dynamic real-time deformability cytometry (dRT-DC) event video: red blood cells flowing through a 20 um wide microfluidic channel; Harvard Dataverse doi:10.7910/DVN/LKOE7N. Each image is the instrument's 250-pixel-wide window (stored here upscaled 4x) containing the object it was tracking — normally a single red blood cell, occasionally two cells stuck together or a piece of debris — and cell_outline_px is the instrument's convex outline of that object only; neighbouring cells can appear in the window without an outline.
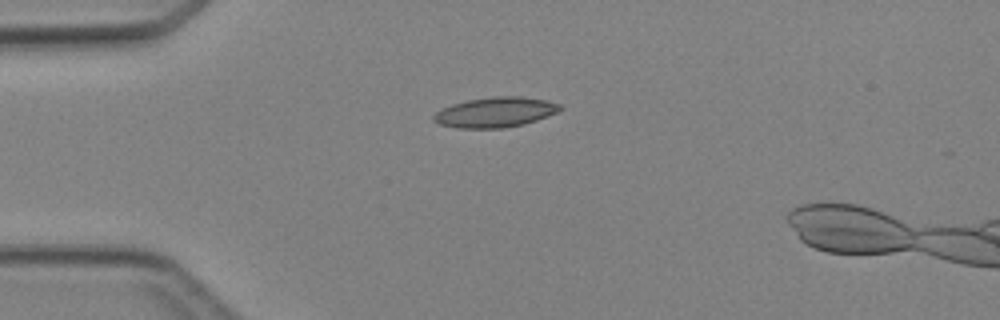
{"species": "Egyptian fruit bat (a non-hibernating species)", "species_latin": "Rousettus aegyptiacus", "temperature_condition": "cold", "stored_images_in_passage": 5, "camera_frame_rate_fps": 3000, "um_per_image_px": 0.085, "animal": {"sex": "female"}, "frame": {"image": 1, "passage_image": 4, "time_ms": 3.333, "image_size_px": [1000, 320], "cell_outline_px": [[564, 108], [548, 116], [524, 124], [504, 128], [456, 128], [440, 124], [432, 120], [432, 116], [436, 112], [452, 104], [468, 100], [492, 96], [520, 96], [548, 100], [560, 104]], "centroid_in_image_um": [42.12, 9.54], "position_along_channel_um": 42.9, "area_um2": 22.25}}